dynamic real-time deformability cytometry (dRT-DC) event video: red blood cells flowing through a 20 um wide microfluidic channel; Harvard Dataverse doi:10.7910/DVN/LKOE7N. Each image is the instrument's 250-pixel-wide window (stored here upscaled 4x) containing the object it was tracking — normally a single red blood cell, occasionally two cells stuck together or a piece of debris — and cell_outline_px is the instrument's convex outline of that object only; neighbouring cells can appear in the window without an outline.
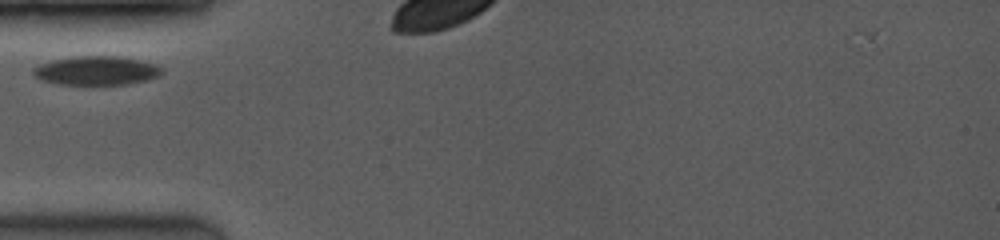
{"species": "common noctule bat (a hibernating species)", "species_latin": "Nyctalus noctula", "temperature_condition": "room temperature", "stored_images_in_passage": 9, "camera_frame_rate_fps": 3500, "um_per_image_px": 0.085, "animal": {"sex": "female", "body_mass_g": 19.0, "forearm_length_mm": 53.3}, "frame": {"image": 1, "passage_image": 2, "time_ms": 0.571, "image_size_px": [1000, 240], "cell_outline_px": [[164, 72], [160, 76], [148, 80], [128, 84], [60, 84], [40, 80], [32, 76], [32, 68], [40, 64], [52, 60], [72, 56], [120, 56], [140, 60], [156, 64], [164, 68]], "centroid_in_image_um": [8.21, 5.99], "position_along_channel_um": 76.8, "area_um2": 22.02}}